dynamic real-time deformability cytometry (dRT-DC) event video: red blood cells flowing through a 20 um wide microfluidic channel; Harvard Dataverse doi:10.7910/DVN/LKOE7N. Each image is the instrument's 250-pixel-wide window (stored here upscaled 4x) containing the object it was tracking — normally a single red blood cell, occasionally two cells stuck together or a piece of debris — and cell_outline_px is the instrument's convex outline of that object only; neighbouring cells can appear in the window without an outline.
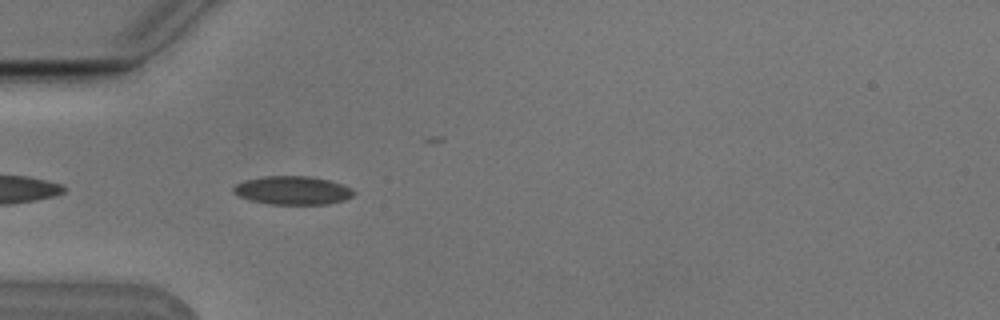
{"species": "Egyptian fruit bat (a non-hibernating species)", "species_latin": "Rousettus aegyptiacus", "temperature_condition": "cold", "stored_images_in_passage": 7, "camera_frame_rate_fps": 3000, "um_per_image_px": 0.085, "animal": {"sex": "male"}, "frame": {"image": 1, "passage_image": 5, "time_ms": 1.333, "image_size_px": [1000, 320], "cell_outline_px": [[356, 192], [352, 196], [344, 200], [328, 204], [268, 204], [248, 200], [232, 192], [232, 188], [236, 184], [244, 180], [264, 176], [308, 176], [328, 180], [352, 188]], "centroid_in_image_um": [24.85, 16.18], "position_along_channel_um": 60.2, "area_um2": 20.0}}
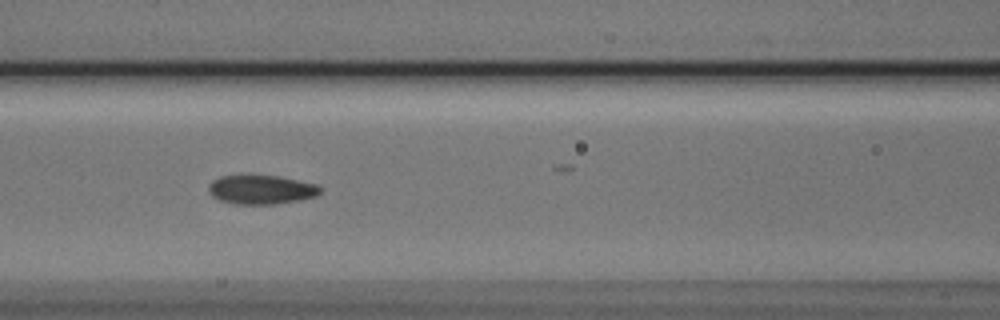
{"frame": {"image": 2, "passage_image": 7, "time_ms": 2.0, "image_size_px": [1000, 320], "cell_outline_px": [[320, 192], [316, 196], [300, 200], [276, 204], [232, 204], [220, 200], [212, 196], [208, 188], [208, 184], [212, 180], [220, 176], [248, 172], [280, 176], [316, 184], [320, 188]], "centroid_in_image_um": [22.14, 16.07], "position_along_channel_um": 144.5, "area_um2": 19.71}}